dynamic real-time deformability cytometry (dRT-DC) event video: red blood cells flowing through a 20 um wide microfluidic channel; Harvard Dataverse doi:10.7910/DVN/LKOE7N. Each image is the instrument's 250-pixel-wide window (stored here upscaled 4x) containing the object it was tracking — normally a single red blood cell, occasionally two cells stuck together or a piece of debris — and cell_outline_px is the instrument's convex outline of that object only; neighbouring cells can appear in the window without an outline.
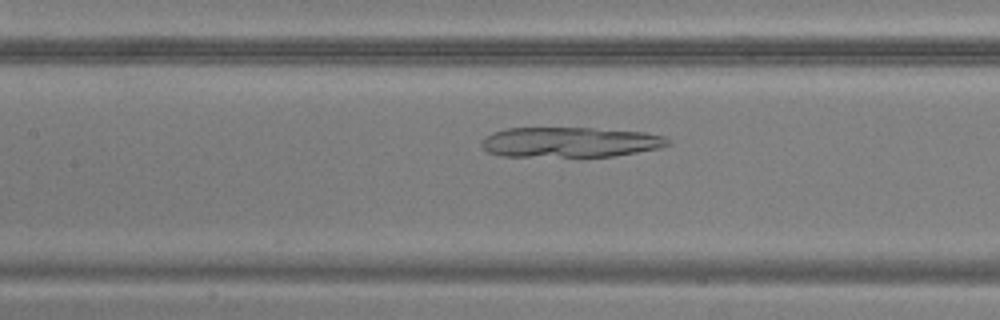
{"species": "common noctule bat (a hibernating species)", "species_latin": "Nyctalus noctula", "temperature_condition": "warm", "stored_images_in_passage": 36, "camera_frame_rate_fps": 3000, "um_per_image_px": 0.085, "animal": {"sex": "male", "body_mass_g": 20.5, "forearm_length_mm": 52.5}, "frame": {"image": 1, "passage_image": 9, "time_ms": 2.667, "image_size_px": [1000, 320], "cell_outline_px": [[672, 144], [660, 148], [616, 156], [500, 156], [488, 152], [480, 144], [484, 136], [492, 132], [508, 128], [592, 128], [644, 132], [664, 136], [672, 140]], "centroid_in_image_um": [48.48, 12.08], "position_along_channel_um": 158.9, "area_um2": 32.95}}